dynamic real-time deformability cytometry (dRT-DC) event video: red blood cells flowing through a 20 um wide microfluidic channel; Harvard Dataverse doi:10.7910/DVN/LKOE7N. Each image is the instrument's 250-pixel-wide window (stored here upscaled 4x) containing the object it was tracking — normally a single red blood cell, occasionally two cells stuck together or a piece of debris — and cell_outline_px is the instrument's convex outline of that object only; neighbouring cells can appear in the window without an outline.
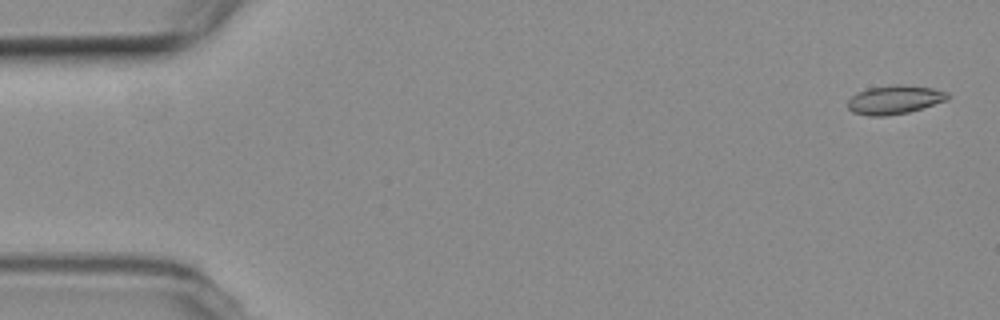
{"species": "common noctule bat (a hibernating species)", "species_latin": "Nyctalus noctula", "temperature_condition": "room temperature", "stored_images_in_passage": 6, "camera_frame_rate_fps": 3000, "um_per_image_px": 0.085, "animal": {"sex": "female", "body_mass_g": 19.3, "forearm_length_mm": 54.1}, "frame": {"image": 1, "passage_image": 1, "time_ms": 0.0, "image_size_px": [1000, 320], "cell_outline_px": [[948, 100], [908, 112], [884, 116], [868, 116], [852, 112], [848, 108], [848, 100], [856, 92], [868, 88], [892, 84], [904, 84], [932, 88], [948, 92]], "centroid_in_image_um": [76.02, 8.46], "position_along_channel_um": 9.0, "area_um2": 16.82}}
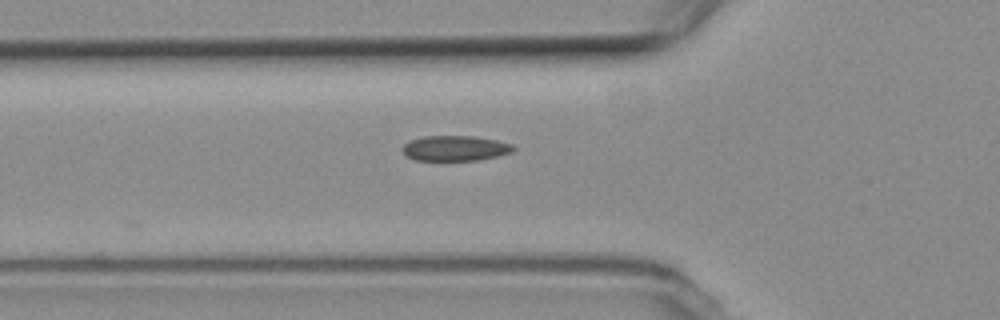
{"frame": {"image": 2, "passage_image": 6, "time_ms": 6.0, "image_size_px": [1000, 320], "cell_outline_px": [[516, 148], [512, 152], [496, 156], [476, 160], [416, 160], [408, 156], [400, 148], [404, 144], [412, 140], [424, 136], [472, 136], [496, 140], [512, 144]], "centroid_in_image_um": [38.69, 12.59], "position_along_channel_um": 87.1, "area_um2": 16.13}}